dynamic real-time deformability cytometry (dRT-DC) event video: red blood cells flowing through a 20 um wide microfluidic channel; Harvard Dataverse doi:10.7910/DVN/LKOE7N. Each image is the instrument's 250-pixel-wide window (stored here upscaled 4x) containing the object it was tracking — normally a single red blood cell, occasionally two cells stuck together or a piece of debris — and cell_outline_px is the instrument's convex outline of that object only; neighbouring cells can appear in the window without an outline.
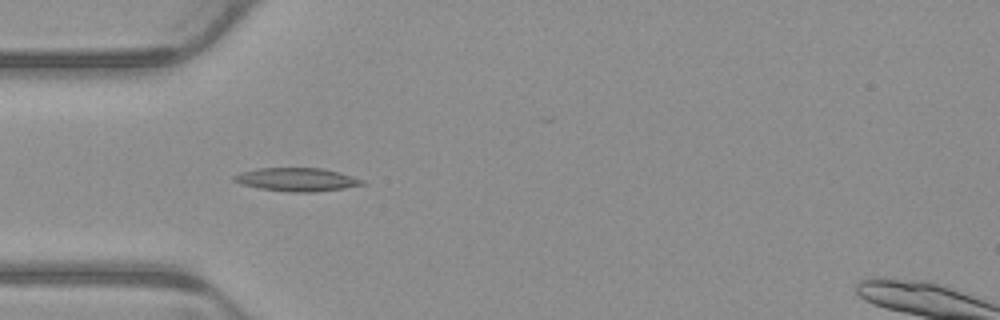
{"species": "common noctule bat (a hibernating species)", "species_latin": "Nyctalus noctula", "temperature_condition": "warm", "stored_images_in_passage": 3, "camera_frame_rate_fps": 3000, "um_per_image_px": 0.085, "animal": {"sex": "male", "body_mass_g": 23.1, "forearm_length_mm": 52.7}, "frame": {"image": 1, "passage_image": 3, "time_ms": 0.667, "image_size_px": [1000, 320], "cell_outline_px": [[368, 184], [344, 188], [316, 192], [292, 192], [260, 188], [240, 184], [232, 180], [232, 176], [240, 172], [256, 168], [324, 168], [340, 172], [364, 180]], "centroid_in_image_um": [25.24, 15.25], "position_along_channel_um": 59.8, "area_um2": 17.63}}